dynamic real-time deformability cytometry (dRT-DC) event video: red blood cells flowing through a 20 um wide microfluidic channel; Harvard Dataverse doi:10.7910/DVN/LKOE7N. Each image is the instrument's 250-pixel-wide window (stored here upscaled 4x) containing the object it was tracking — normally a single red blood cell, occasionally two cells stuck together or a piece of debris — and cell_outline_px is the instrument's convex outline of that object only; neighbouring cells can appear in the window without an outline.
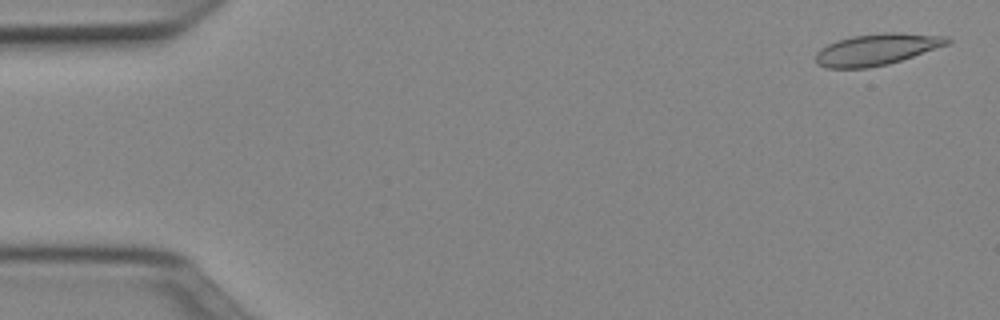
{"species": "Egyptian fruit bat (a non-hibernating species)", "species_latin": "Rousettus aegyptiacus", "temperature_condition": "cold", "stored_images_in_passage": 51, "camera_frame_rate_fps": 3000, "um_per_image_px": 0.085, "animal": {"sex": "female"}, "frame": {"image": 1, "passage_image": 2, "time_ms": 0.333, "image_size_px": [1000, 320], "cell_outline_px": [[952, 40], [948, 44], [888, 64], [868, 68], [828, 68], [816, 64], [816, 52], [820, 48], [836, 40], [852, 36], [884, 32], [896, 32], [948, 36]], "centroid_in_image_um": [74.5, 4.19], "position_along_channel_um": 10.5, "area_um2": 24.1}}
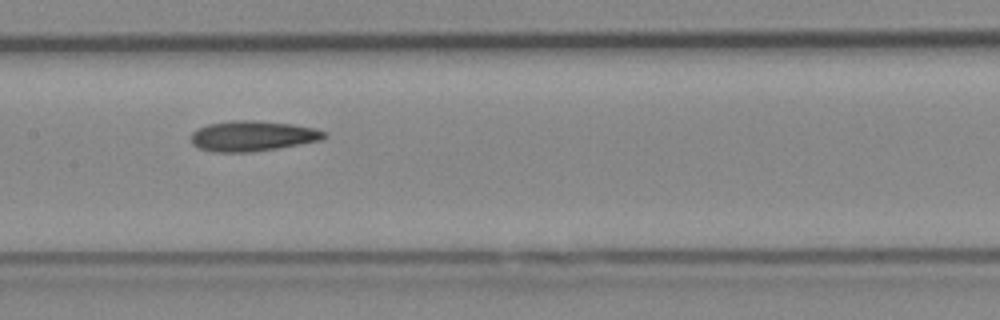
{"frame": {"image": 2, "passage_image": 25, "time_ms": 8.0, "image_size_px": [1000, 320], "cell_outline_px": [[328, 136], [320, 140], [300, 144], [252, 152], [212, 152], [196, 148], [192, 144], [192, 132], [196, 128], [208, 124], [232, 120], [252, 120], [292, 124], [312, 128], [328, 132]], "centroid_in_image_um": [21.43, 11.56], "position_along_channel_um": 186.0, "area_um2": 23.64}}
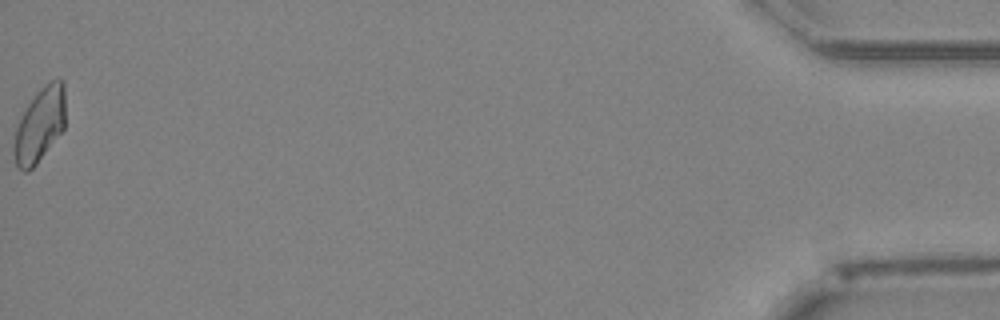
{"frame": {"image": 3, "passage_image": 51, "time_ms": 16.667, "image_size_px": [1000, 320], "cell_outline_px": [[64, 128], [36, 164], [28, 172], [24, 172], [16, 164], [12, 152], [12, 148], [16, 128], [28, 104], [36, 92], [40, 88], [52, 80], [64, 80]], "centroid_in_image_um": [3.36, 10.63], "position_along_channel_um": 431.8, "area_um2": 21.96}, "authors_computed_cell_mechanics": {"area_um2": 22.9466, "velocity_mm_per_s": 3.9905, "shape_relaxation_time_tau1_ms": null, "shape_relaxation_time_tau2_ms": 6.373, "deformation_change_tau1": null, "deformation_change_tau2": 0.1256}}